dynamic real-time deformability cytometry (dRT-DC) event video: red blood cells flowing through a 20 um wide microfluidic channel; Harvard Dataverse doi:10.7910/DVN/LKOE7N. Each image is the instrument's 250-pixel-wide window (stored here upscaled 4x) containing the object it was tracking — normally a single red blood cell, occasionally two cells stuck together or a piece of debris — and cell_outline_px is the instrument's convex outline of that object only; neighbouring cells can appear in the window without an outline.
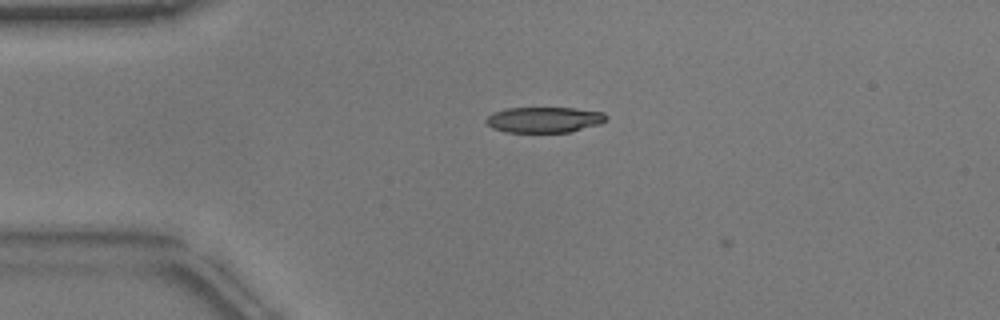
{"species": "common noctule bat (a hibernating species)", "species_latin": "Nyctalus noctula", "temperature_condition": "warm", "stored_images_in_passage": 2, "camera_frame_rate_fps": 3000, "um_per_image_px": 0.085, "animal": {"sex": "male", "body_mass_g": 17.9}, "frame": {"image": 1, "passage_image": 1, "time_ms": 0.0, "image_size_px": [1000, 320], "cell_outline_px": [[608, 120], [600, 124], [568, 132], [504, 132], [492, 128], [484, 120], [492, 112], [504, 108], [572, 108], [604, 112], [608, 116]], "centroid_in_image_um": [46.25, 10.17], "position_along_channel_um": 38.8, "area_um2": 18.09}}